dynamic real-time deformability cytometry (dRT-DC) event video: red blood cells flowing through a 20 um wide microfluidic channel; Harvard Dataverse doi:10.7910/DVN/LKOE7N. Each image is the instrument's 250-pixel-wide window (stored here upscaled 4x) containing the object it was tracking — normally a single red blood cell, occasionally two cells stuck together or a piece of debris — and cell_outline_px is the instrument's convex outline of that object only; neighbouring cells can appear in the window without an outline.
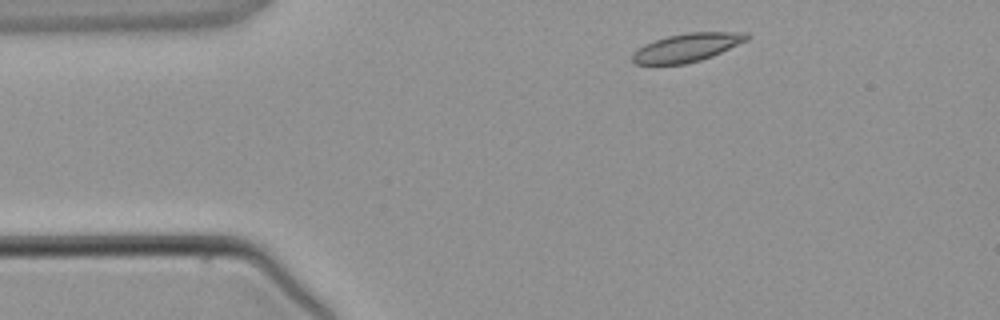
{"species": "common noctule bat (a hibernating species)", "species_latin": "Nyctalus noctula", "temperature_condition": "warm", "stored_images_in_passage": 2, "camera_frame_rate_fps": 3000, "um_per_image_px": 0.085, "animal": {"sex": "male", "body_mass_g": 21.5, "forearm_length_mm": 52.0}, "frame": {"image": 1, "passage_image": 1, "time_ms": 0.0, "image_size_px": [1000, 320], "cell_outline_px": [[752, 36], [748, 40], [712, 56], [700, 60], [684, 64], [632, 64], [632, 52], [644, 44], [668, 36], [688, 32], [748, 32]], "centroid_in_image_um": [58.41, 4.03], "position_along_channel_um": 26.6, "area_um2": 18.96}}
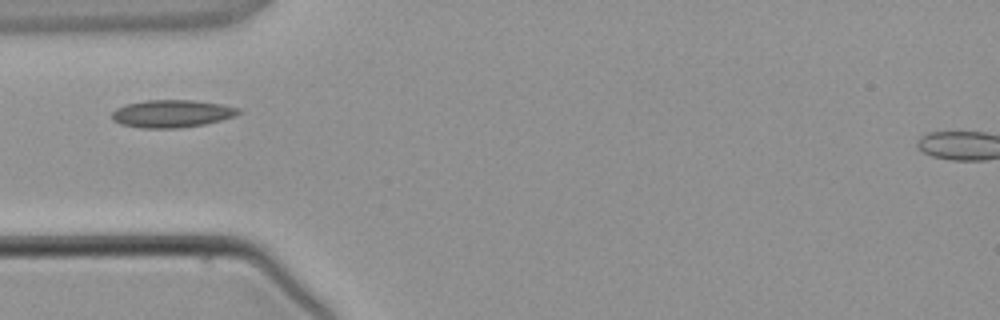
{"frame": {"image": 2, "passage_image": 2, "time_ms": 2.0, "image_size_px": [1000, 320], "cell_outline_px": [[244, 112], [236, 116], [204, 124], [176, 128], [140, 128], [120, 124], [112, 120], [112, 112], [116, 108], [128, 104], [148, 100], [192, 100], [220, 104], [240, 108]], "centroid_in_image_um": [14.63, 9.66], "position_along_channel_um": 70.4, "area_um2": 20.35}}